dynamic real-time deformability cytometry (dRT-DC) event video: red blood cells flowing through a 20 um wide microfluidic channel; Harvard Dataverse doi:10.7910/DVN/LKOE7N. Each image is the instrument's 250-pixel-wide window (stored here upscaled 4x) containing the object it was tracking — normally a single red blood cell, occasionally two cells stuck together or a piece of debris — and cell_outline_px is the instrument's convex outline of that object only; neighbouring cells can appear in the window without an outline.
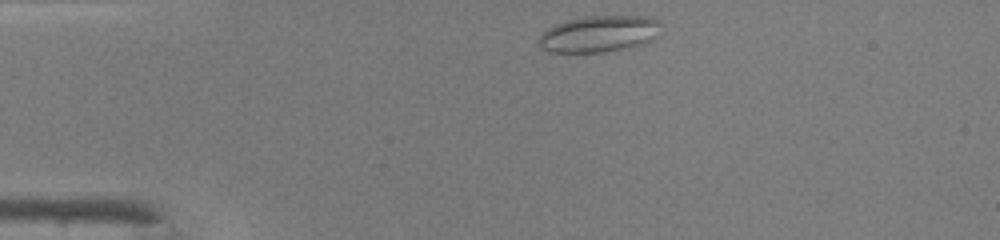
{"species": "common noctule bat (a hibernating species)", "species_latin": "Nyctalus noctula", "temperature_condition": "warm", "stored_images_in_passage": 39, "camera_frame_rate_fps": 3000, "um_per_image_px": 0.085, "animal": {"sex": "male", "body_mass_g": 19.0, "forearm_length_mm": 50.8}, "frame": {"image": 1, "passage_image": 2, "time_ms": 0.333, "image_size_px": [1000, 240], "cell_outline_px": [[660, 36], [644, 44], [628, 48], [604, 52], [548, 52], [540, 48], [536, 44], [536, 40], [552, 24], [564, 20], [584, 16], [652, 16], [660, 20]], "centroid_in_image_um": [50.93, 2.87], "position_along_channel_um": 34.1, "area_um2": 26.76}}
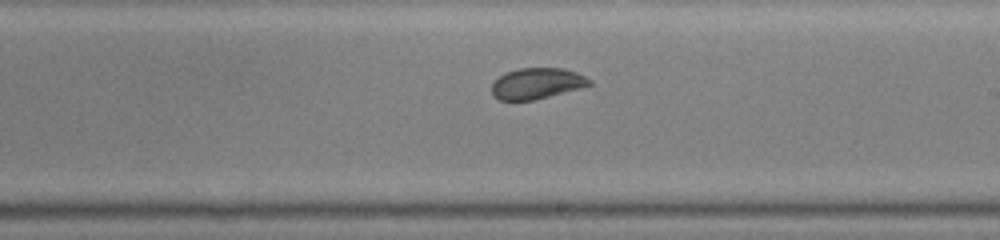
{"frame": {"image": 2, "passage_image": 20, "time_ms": 6.333, "image_size_px": [1000, 240], "cell_outline_px": [[592, 84], [580, 88], [532, 100], [500, 100], [492, 96], [492, 84], [504, 72], [520, 68], [564, 68], [576, 72], [592, 80]], "centroid_in_image_um": [45.62, 7.08], "position_along_channel_um": 243.4, "area_um2": 17.51}}
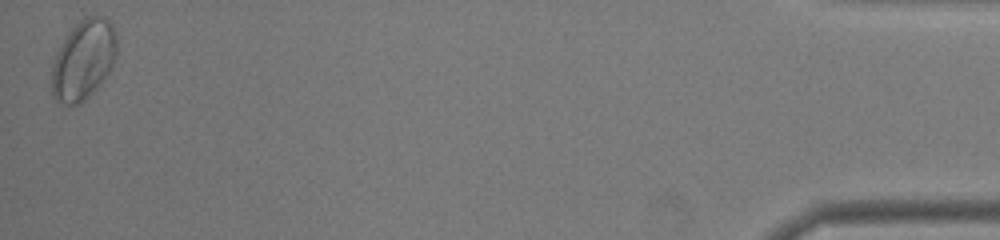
{"frame": {"image": 3, "passage_image": 39, "time_ms": 12.667, "image_size_px": [1000, 240], "cell_outline_px": [[116, 56], [108, 72], [100, 84], [80, 104], [64, 104], [56, 100], [52, 96], [52, 64], [56, 52], [68, 32], [80, 20], [88, 16], [104, 16], [112, 24], [116, 36]], "centroid_in_image_um": [7.08, 5.08], "position_along_channel_um": 428.1, "area_um2": 30.06}, "authors_computed_cell_mechanics": {"area_um2": 19.363, "velocity_mm_per_s": 4.2837, "shape_relaxation_time_tau1_ms": null, "shape_relaxation_time_tau2_ms": 0.9043, "deformation_change_tau1": null, "deformation_change_tau2": 0.0335}}